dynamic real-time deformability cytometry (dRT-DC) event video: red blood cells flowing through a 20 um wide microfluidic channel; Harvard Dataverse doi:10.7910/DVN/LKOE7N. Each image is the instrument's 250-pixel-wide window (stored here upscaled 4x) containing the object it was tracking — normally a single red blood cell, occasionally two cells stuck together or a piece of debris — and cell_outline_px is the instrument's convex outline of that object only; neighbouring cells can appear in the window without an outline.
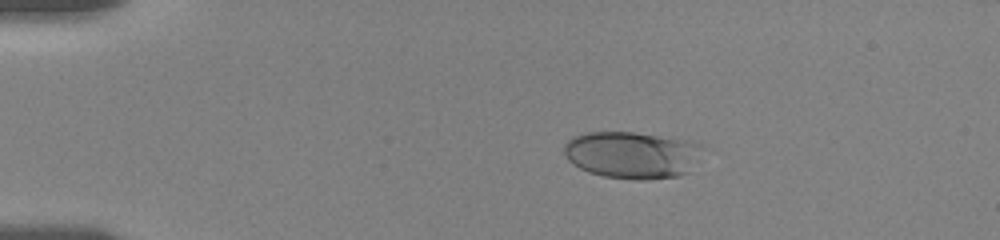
{"species": "human", "species_latin": "Homo sapiens", "temperature_condition": "room temperature", "stored_images_in_passage": 57, "camera_frame_rate_fps": 3000, "um_per_image_px": 0.085, "donor": {"sex": "female"}, "frame": {"image": 1, "passage_image": 12, "time_ms": 3.0, "image_size_px": [1000, 240], "cell_outline_px": [[700, 144], [688, 172], [680, 176], [644, 180], [636, 180], [604, 176], [588, 172], [580, 168], [568, 160], [564, 152], [564, 144], [572, 136], [584, 132], [632, 132], [688, 140]], "centroid_in_image_um": [53.62, 13.16], "position_along_channel_um": 31.4, "area_um2": 37.45}}
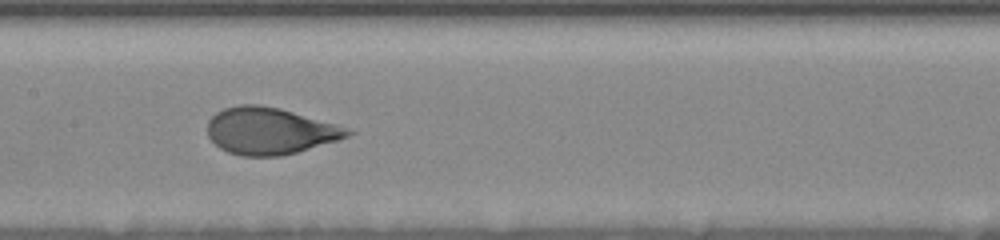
{"frame": {"image": 2, "passage_image": 28, "time_ms": 9.0, "image_size_px": [1000, 240], "cell_outline_px": [[356, 132], [348, 136], [336, 140], [296, 152], [280, 156], [240, 156], [228, 152], [220, 148], [208, 136], [208, 120], [216, 112], [224, 108], [240, 104], [260, 104], [280, 108], [336, 124]], "centroid_in_image_um": [22.9, 11.12], "position_along_channel_um": 184.5, "area_um2": 38.03}}
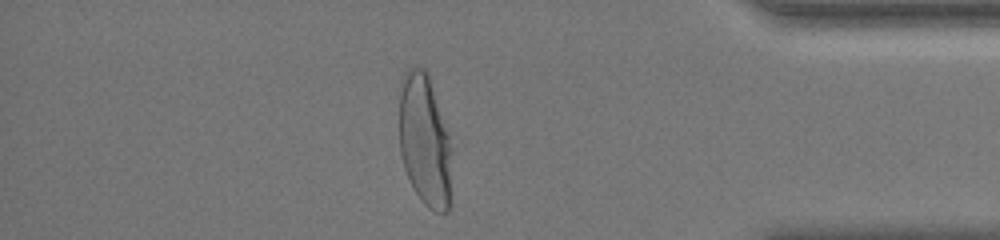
{"frame": {"image": 3, "passage_image": 51, "time_ms": 15.667, "image_size_px": [1000, 240], "cell_outline_px": [[448, 212], [436, 212], [428, 208], [420, 200], [404, 168], [400, 152], [400, 80], [404, 72], [412, 64], [424, 68], [428, 72], [448, 132]], "centroid_in_image_um": [36.03, 11.82], "position_along_channel_um": 399.2, "area_um2": 39.59}, "authors_computed_cell_mechanics": {"area_um2": 38.4948, "velocity_mm_per_s": 3.6029, "shape_relaxation_time_tau1_ms": 4.0363, "shape_relaxation_time_tau2_ms": null, "deformation_change_tau1": 0.1781, "deformation_change_tau2": null}}